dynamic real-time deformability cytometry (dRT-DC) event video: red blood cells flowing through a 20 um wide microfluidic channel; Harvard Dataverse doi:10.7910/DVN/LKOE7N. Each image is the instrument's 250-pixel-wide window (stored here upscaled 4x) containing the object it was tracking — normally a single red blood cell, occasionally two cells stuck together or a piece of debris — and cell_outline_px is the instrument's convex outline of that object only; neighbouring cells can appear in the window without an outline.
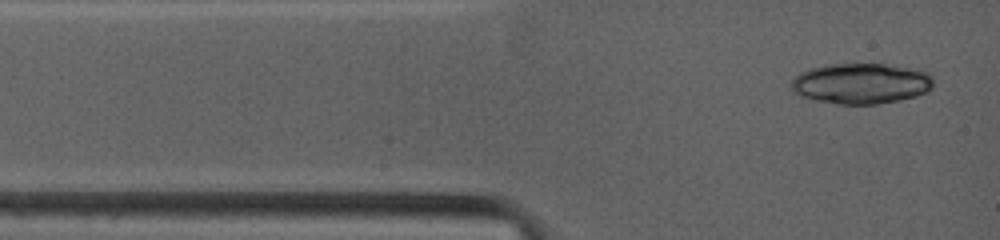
{"species": "common noctule bat (a hibernating species)", "species_latin": "Nyctalus noctula", "temperature_condition": "warm", "stored_images_in_passage": 5, "camera_frame_rate_fps": 4500, "um_per_image_px": 0.085, "animal": {"sex": "female", "body_mass_g": 19.0, "forearm_length_mm": 53.3}, "frame": {"image": 1, "passage_image": 1, "time_ms": 0.0, "image_size_px": [1000, 240], "cell_outline_px": [[932, 88], [928, 92], [916, 96], [900, 100], [876, 104], [840, 104], [816, 100], [800, 96], [792, 92], [792, 80], [800, 72], [812, 68], [832, 64], [884, 64], [924, 68], [932, 76]], "centroid_in_image_um": [73.26, 7.09], "position_along_channel_um": 11.7, "area_um2": 33.99}}